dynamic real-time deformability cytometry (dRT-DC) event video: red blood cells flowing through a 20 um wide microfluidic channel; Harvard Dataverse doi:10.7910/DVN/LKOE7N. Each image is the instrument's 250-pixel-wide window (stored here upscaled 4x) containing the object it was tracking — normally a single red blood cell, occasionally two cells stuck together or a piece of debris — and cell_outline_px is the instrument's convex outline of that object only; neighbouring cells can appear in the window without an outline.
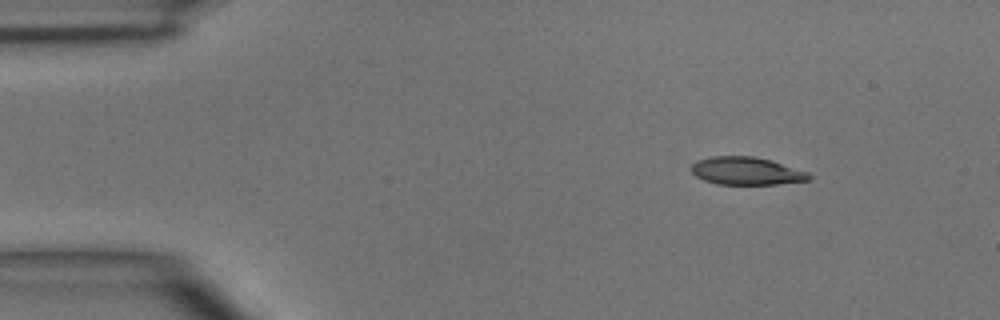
{"species": "common noctule bat (a hibernating species)", "species_latin": "Nyctalus noctula", "temperature_condition": "room temperature", "stored_images_in_passage": 2, "camera_frame_rate_fps": 3000, "um_per_image_px": 0.085, "animal": {"sex": "male", "body_mass_g": 15.6}, "frame": {"image": 1, "passage_image": 1, "time_ms": 0.0, "image_size_px": [1000, 320], "cell_outline_px": [[812, 180], [776, 184], [716, 184], [704, 180], [696, 176], [692, 172], [692, 164], [696, 160], [712, 156], [752, 156], [772, 160], [808, 172], [812, 176]], "centroid_in_image_um": [63.46, 14.53], "position_along_channel_um": 21.5, "area_um2": 19.13}}